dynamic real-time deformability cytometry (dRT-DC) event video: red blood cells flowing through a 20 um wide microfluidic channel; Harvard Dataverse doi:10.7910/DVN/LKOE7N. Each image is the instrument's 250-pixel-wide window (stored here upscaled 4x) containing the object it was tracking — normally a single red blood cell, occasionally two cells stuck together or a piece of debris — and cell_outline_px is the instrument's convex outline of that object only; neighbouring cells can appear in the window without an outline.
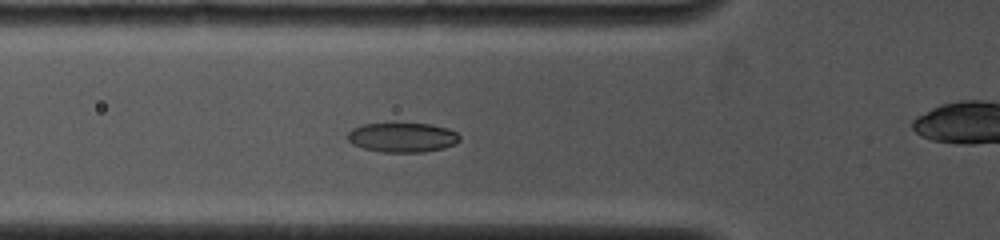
{"species": "common noctule bat (a hibernating species)", "species_latin": "Nyctalus noctula", "temperature_condition": "cold", "stored_images_in_passage": 6, "camera_frame_rate_fps": 4000, "um_per_image_px": 0.085, "animal": {"sex": "female", "body_mass_g": 19.0, "forearm_length_mm": 53.3}, "frame": {"image": 1, "passage_image": 6, "time_ms": 4.5, "image_size_px": [1000, 240], "cell_outline_px": [[460, 140], [456, 144], [444, 148], [424, 152], [384, 152], [364, 148], [352, 144], [348, 140], [348, 132], [352, 128], [360, 124], [432, 124], [448, 128], [456, 132], [460, 136]], "centroid_in_image_um": [34.22, 11.68], "position_along_channel_um": 91.6, "area_um2": 19.31}}